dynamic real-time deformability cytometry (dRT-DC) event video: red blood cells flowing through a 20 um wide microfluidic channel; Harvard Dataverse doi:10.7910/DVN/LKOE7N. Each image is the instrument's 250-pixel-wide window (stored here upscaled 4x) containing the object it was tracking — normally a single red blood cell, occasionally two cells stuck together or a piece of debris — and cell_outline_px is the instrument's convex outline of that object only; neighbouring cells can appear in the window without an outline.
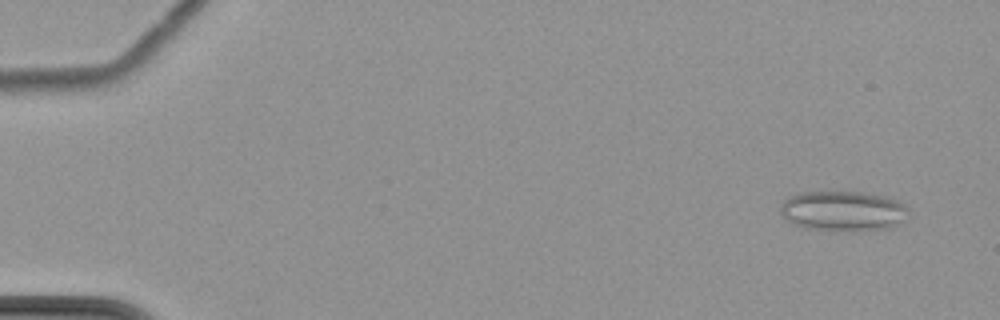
{"species": "common noctule bat (a hibernating species)", "species_latin": "Nyctalus noctula", "temperature_condition": "cold", "stored_images_in_passage": 5, "camera_frame_rate_fps": 3000, "um_per_image_px": 0.085, "animal": {"sex": "female", "body_mass_g": 22.7, "forearm_length_mm": 54.2}, "frame": {"image": 1, "passage_image": 2, "time_ms": 1.0, "image_size_px": [1000, 320], "cell_outline_px": [[912, 216], [888, 228], [852, 232], [804, 228], [792, 224], [784, 220], [780, 212], [780, 208], [784, 200], [788, 196], [800, 192], [864, 192], [884, 196], [896, 200], [904, 204], [908, 208]], "centroid_in_image_um": [71.66, 17.95], "position_along_channel_um": 13.3, "area_um2": 30.58}}